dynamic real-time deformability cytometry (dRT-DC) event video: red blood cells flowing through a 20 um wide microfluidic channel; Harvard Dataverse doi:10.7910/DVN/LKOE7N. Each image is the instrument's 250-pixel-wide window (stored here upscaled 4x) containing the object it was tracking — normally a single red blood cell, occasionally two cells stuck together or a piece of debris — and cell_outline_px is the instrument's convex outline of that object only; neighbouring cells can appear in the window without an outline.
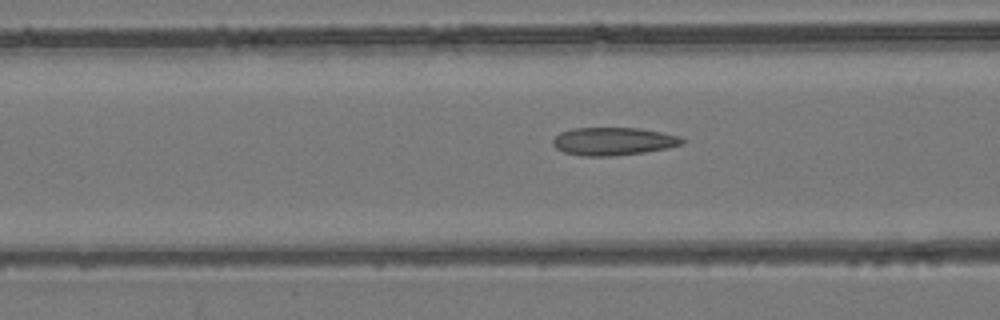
{"species": "common noctule bat (a hibernating species)", "species_latin": "Nyctalus noctula", "temperature_condition": "room temperature", "stored_images_in_passage": 42, "camera_frame_rate_fps": 3000, "um_per_image_px": 0.085, "animal": {"sex": "female", "body_mass_g": 24.6, "forearm_length_mm": 56.2}, "frame": {"image": 1, "passage_image": 10, "time_ms": 3.0, "image_size_px": [1000, 320], "cell_outline_px": [[684, 144], [668, 148], [644, 152], [612, 156], [584, 156], [564, 152], [556, 148], [552, 144], [552, 140], [560, 132], [572, 128], [640, 128], [680, 136], [684, 140]], "centroid_in_image_um": [52.13, 12.01], "position_along_channel_um": 114.5, "area_um2": 21.04}}
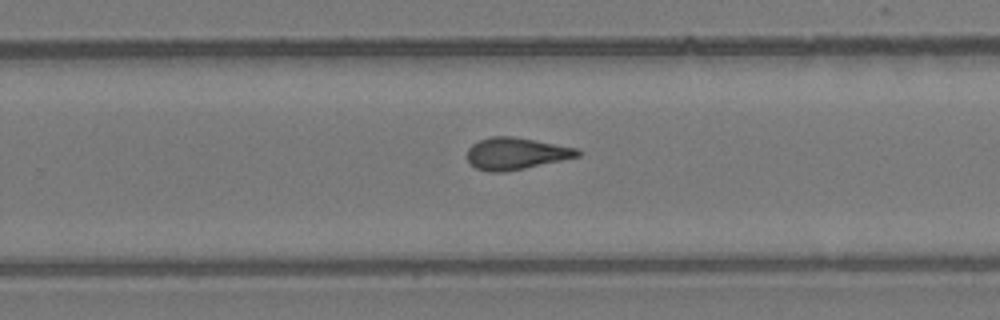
{"frame": {"image": 2, "passage_image": 23, "time_ms": 7.333, "image_size_px": [1000, 320], "cell_outline_px": [[584, 152], [580, 156], [524, 168], [504, 172], [488, 172], [476, 168], [468, 160], [468, 148], [472, 144], [480, 140], [492, 136], [512, 136], [580, 148]], "centroid_in_image_um": [43.9, 13.04], "position_along_channel_um": 285.9, "area_um2": 20.52}}
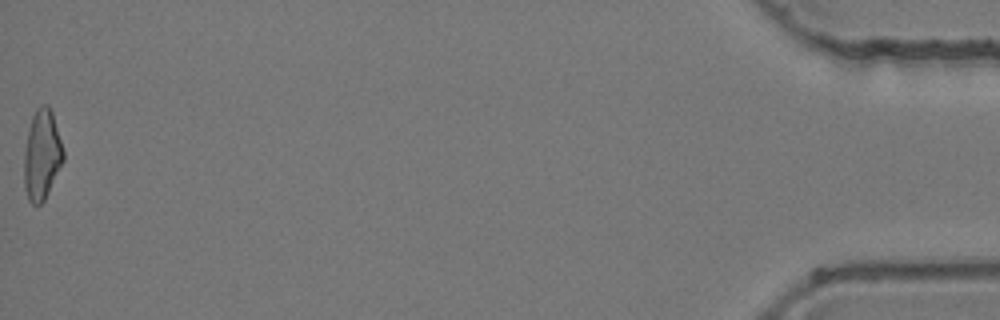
{"frame": {"image": 3, "passage_image": 42, "time_ms": 13.667, "image_size_px": [1000, 320], "cell_outline_px": [[64, 160], [44, 200], [40, 204], [32, 204], [28, 200], [24, 184], [24, 152], [28, 132], [32, 116], [36, 108], [40, 104], [48, 104], [52, 112], [64, 152]], "centroid_in_image_um": [3.56, 13.15], "position_along_channel_um": 431.6, "area_um2": 20.46}, "authors_computed_cell_mechanics": {"area_um2": 20.4323, "velocity_mm_per_s": 3.957, "shape_relaxation_time_tau1_ms": null, "shape_relaxation_time_tau2_ms": 2.7924, "deformation_change_tau1": null, "deformation_change_tau2": 0.1115}}